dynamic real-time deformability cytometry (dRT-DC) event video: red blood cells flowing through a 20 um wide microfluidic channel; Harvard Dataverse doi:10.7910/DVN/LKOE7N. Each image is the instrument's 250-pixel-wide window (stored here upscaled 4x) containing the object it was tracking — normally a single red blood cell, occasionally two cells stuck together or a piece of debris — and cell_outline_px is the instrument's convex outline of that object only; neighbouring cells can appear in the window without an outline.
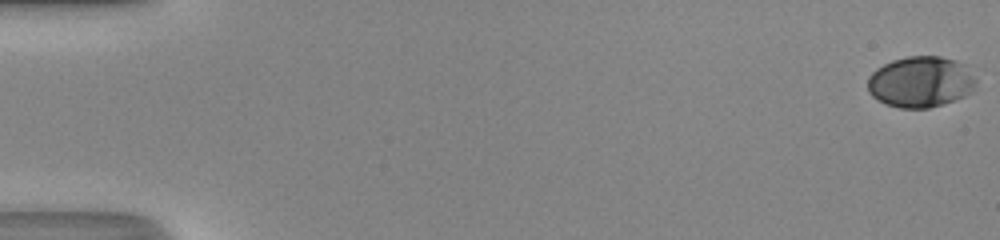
{"species": "human", "species_latin": "Homo sapiens", "temperature_condition": "room temperature", "stored_images_in_passage": 50, "camera_frame_rate_fps": 3000, "um_per_image_px": 0.085, "donor": {"sex": "male"}, "frame": {"image": 1, "passage_image": 1, "time_ms": 0.0, "image_size_px": [1000, 240], "cell_outline_px": [[976, 84], [964, 96], [928, 108], [900, 108], [884, 104], [872, 96], [868, 92], [868, 76], [876, 68], [892, 60], [908, 56], [940, 56], [956, 60], [964, 64], [976, 80]], "centroid_in_image_um": [78.21, 6.95], "position_along_channel_um": 6.8, "area_um2": 32.08}}
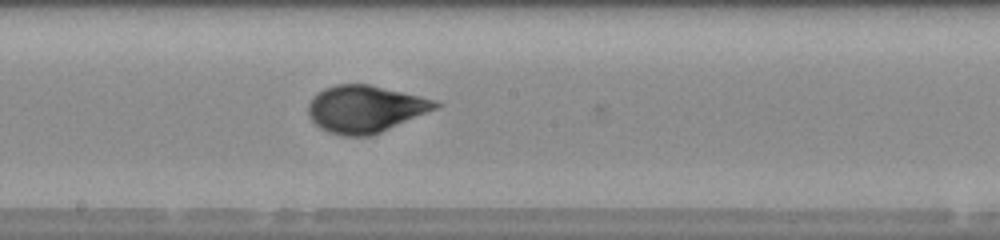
{"frame": {"image": 2, "passage_image": 29, "time_ms": 9.333, "image_size_px": [1000, 240], "cell_outline_px": [[444, 104], [436, 108], [372, 136], [344, 136], [328, 132], [320, 128], [308, 116], [308, 104], [312, 96], [324, 88], [336, 84], [368, 84], [420, 96], [436, 100]], "centroid_in_image_um": [31.01, 9.26], "position_along_channel_um": 217.2, "area_um2": 34.85}}
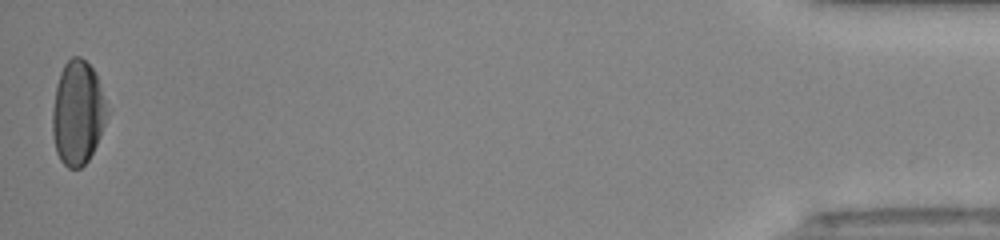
{"frame": {"image": 3, "passage_image": 50, "time_ms": 16.333, "image_size_px": [1000, 240], "cell_outline_px": [[104, 124], [100, 136], [88, 160], [80, 168], [68, 168], [60, 160], [56, 152], [52, 132], [52, 108], [56, 88], [60, 72], [64, 64], [72, 56], [80, 56], [96, 72], [104, 96]], "centroid_in_image_um": [6.56, 9.58], "position_along_channel_um": 428.6, "area_um2": 32.66}, "authors_computed_cell_mechanics": {"area_um2": 32.5125, "velocity_mm_per_s": 4.3271, "shape_relaxation_time_tau1_ms": 6.0288, "shape_relaxation_time_tau2_ms": null, "deformation_change_tau1": 0.2125, "deformation_change_tau2": null}}